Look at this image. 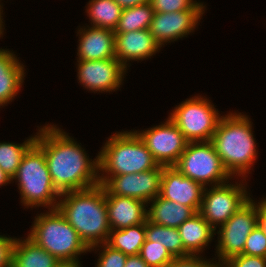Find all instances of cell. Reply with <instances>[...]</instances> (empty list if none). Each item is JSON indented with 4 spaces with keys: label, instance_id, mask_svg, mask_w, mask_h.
Masks as SVG:
<instances>
[{
    "label": "cell",
    "instance_id": "cell-1",
    "mask_svg": "<svg viewBox=\"0 0 266 267\" xmlns=\"http://www.w3.org/2000/svg\"><path fill=\"white\" fill-rule=\"evenodd\" d=\"M35 143L43 150L54 187L61 194L100 184L98 155L90 160L81 145L56 125L41 127Z\"/></svg>",
    "mask_w": 266,
    "mask_h": 267
},
{
    "label": "cell",
    "instance_id": "cell-2",
    "mask_svg": "<svg viewBox=\"0 0 266 267\" xmlns=\"http://www.w3.org/2000/svg\"><path fill=\"white\" fill-rule=\"evenodd\" d=\"M57 209L91 248L106 243L111 227L107 215L105 189L101 184L61 194Z\"/></svg>",
    "mask_w": 266,
    "mask_h": 267
},
{
    "label": "cell",
    "instance_id": "cell-3",
    "mask_svg": "<svg viewBox=\"0 0 266 267\" xmlns=\"http://www.w3.org/2000/svg\"><path fill=\"white\" fill-rule=\"evenodd\" d=\"M210 141L229 174L245 180L258 154L248 115L222 116Z\"/></svg>",
    "mask_w": 266,
    "mask_h": 267
},
{
    "label": "cell",
    "instance_id": "cell-4",
    "mask_svg": "<svg viewBox=\"0 0 266 267\" xmlns=\"http://www.w3.org/2000/svg\"><path fill=\"white\" fill-rule=\"evenodd\" d=\"M99 172L105 176L136 174L155 169L159 164L133 131L114 133L98 153Z\"/></svg>",
    "mask_w": 266,
    "mask_h": 267
},
{
    "label": "cell",
    "instance_id": "cell-5",
    "mask_svg": "<svg viewBox=\"0 0 266 267\" xmlns=\"http://www.w3.org/2000/svg\"><path fill=\"white\" fill-rule=\"evenodd\" d=\"M14 179L24 206L57 208L61 193L54 187L44 152L35 142L24 153Z\"/></svg>",
    "mask_w": 266,
    "mask_h": 267
},
{
    "label": "cell",
    "instance_id": "cell-6",
    "mask_svg": "<svg viewBox=\"0 0 266 267\" xmlns=\"http://www.w3.org/2000/svg\"><path fill=\"white\" fill-rule=\"evenodd\" d=\"M31 227L28 237L60 261L78 260L81 253L89 251L57 208L35 216Z\"/></svg>",
    "mask_w": 266,
    "mask_h": 267
},
{
    "label": "cell",
    "instance_id": "cell-7",
    "mask_svg": "<svg viewBox=\"0 0 266 267\" xmlns=\"http://www.w3.org/2000/svg\"><path fill=\"white\" fill-rule=\"evenodd\" d=\"M173 167L204 188L207 184L217 186L232 179L211 141L188 142L184 152Z\"/></svg>",
    "mask_w": 266,
    "mask_h": 267
},
{
    "label": "cell",
    "instance_id": "cell-8",
    "mask_svg": "<svg viewBox=\"0 0 266 267\" xmlns=\"http://www.w3.org/2000/svg\"><path fill=\"white\" fill-rule=\"evenodd\" d=\"M209 100L195 96L174 108L168 117L188 142L210 141L222 118Z\"/></svg>",
    "mask_w": 266,
    "mask_h": 267
},
{
    "label": "cell",
    "instance_id": "cell-9",
    "mask_svg": "<svg viewBox=\"0 0 266 267\" xmlns=\"http://www.w3.org/2000/svg\"><path fill=\"white\" fill-rule=\"evenodd\" d=\"M258 224V204L251 198L240 207L217 231L216 253L220 267L231 257L243 253L246 239Z\"/></svg>",
    "mask_w": 266,
    "mask_h": 267
},
{
    "label": "cell",
    "instance_id": "cell-10",
    "mask_svg": "<svg viewBox=\"0 0 266 267\" xmlns=\"http://www.w3.org/2000/svg\"><path fill=\"white\" fill-rule=\"evenodd\" d=\"M228 183L212 186L209 190L204 188L203 191L199 213L215 230L250 199L243 181L235 185Z\"/></svg>",
    "mask_w": 266,
    "mask_h": 267
},
{
    "label": "cell",
    "instance_id": "cell-11",
    "mask_svg": "<svg viewBox=\"0 0 266 267\" xmlns=\"http://www.w3.org/2000/svg\"><path fill=\"white\" fill-rule=\"evenodd\" d=\"M164 167L158 165L155 169L136 174L117 176L99 174V182L105 189V195L126 196L150 204V201L160 194Z\"/></svg>",
    "mask_w": 266,
    "mask_h": 267
},
{
    "label": "cell",
    "instance_id": "cell-12",
    "mask_svg": "<svg viewBox=\"0 0 266 267\" xmlns=\"http://www.w3.org/2000/svg\"><path fill=\"white\" fill-rule=\"evenodd\" d=\"M134 132L147 146L155 161L165 167L174 166L188 144L179 128L169 118L161 125Z\"/></svg>",
    "mask_w": 266,
    "mask_h": 267
},
{
    "label": "cell",
    "instance_id": "cell-13",
    "mask_svg": "<svg viewBox=\"0 0 266 267\" xmlns=\"http://www.w3.org/2000/svg\"><path fill=\"white\" fill-rule=\"evenodd\" d=\"M78 80L84 88L95 93L112 92L117 90L122 81L126 68L117 58L102 60H77Z\"/></svg>",
    "mask_w": 266,
    "mask_h": 267
},
{
    "label": "cell",
    "instance_id": "cell-14",
    "mask_svg": "<svg viewBox=\"0 0 266 267\" xmlns=\"http://www.w3.org/2000/svg\"><path fill=\"white\" fill-rule=\"evenodd\" d=\"M204 13V10H183L170 13L155 12L150 32L162 47L167 42L176 41L194 31Z\"/></svg>",
    "mask_w": 266,
    "mask_h": 267
},
{
    "label": "cell",
    "instance_id": "cell-15",
    "mask_svg": "<svg viewBox=\"0 0 266 267\" xmlns=\"http://www.w3.org/2000/svg\"><path fill=\"white\" fill-rule=\"evenodd\" d=\"M204 187L196 181L184 176L176 168L164 167L161 178L159 196L174 201L199 212Z\"/></svg>",
    "mask_w": 266,
    "mask_h": 267
},
{
    "label": "cell",
    "instance_id": "cell-16",
    "mask_svg": "<svg viewBox=\"0 0 266 267\" xmlns=\"http://www.w3.org/2000/svg\"><path fill=\"white\" fill-rule=\"evenodd\" d=\"M161 46L152 36L150 29L127 33H115V57L127 69L131 60H145L155 55Z\"/></svg>",
    "mask_w": 266,
    "mask_h": 267
},
{
    "label": "cell",
    "instance_id": "cell-17",
    "mask_svg": "<svg viewBox=\"0 0 266 267\" xmlns=\"http://www.w3.org/2000/svg\"><path fill=\"white\" fill-rule=\"evenodd\" d=\"M105 202L111 229H124L147 220L146 202L119 195H105Z\"/></svg>",
    "mask_w": 266,
    "mask_h": 267
},
{
    "label": "cell",
    "instance_id": "cell-18",
    "mask_svg": "<svg viewBox=\"0 0 266 267\" xmlns=\"http://www.w3.org/2000/svg\"><path fill=\"white\" fill-rule=\"evenodd\" d=\"M78 30V60H102L115 57V32L100 27Z\"/></svg>",
    "mask_w": 266,
    "mask_h": 267
},
{
    "label": "cell",
    "instance_id": "cell-19",
    "mask_svg": "<svg viewBox=\"0 0 266 267\" xmlns=\"http://www.w3.org/2000/svg\"><path fill=\"white\" fill-rule=\"evenodd\" d=\"M24 66L8 49H0V107L14 100L24 82Z\"/></svg>",
    "mask_w": 266,
    "mask_h": 267
},
{
    "label": "cell",
    "instance_id": "cell-20",
    "mask_svg": "<svg viewBox=\"0 0 266 267\" xmlns=\"http://www.w3.org/2000/svg\"><path fill=\"white\" fill-rule=\"evenodd\" d=\"M184 249L190 255L202 253L204 248L211 242L215 229L197 212L178 228Z\"/></svg>",
    "mask_w": 266,
    "mask_h": 267
},
{
    "label": "cell",
    "instance_id": "cell-21",
    "mask_svg": "<svg viewBox=\"0 0 266 267\" xmlns=\"http://www.w3.org/2000/svg\"><path fill=\"white\" fill-rule=\"evenodd\" d=\"M150 202L152 204L147 210V220L157 225L178 228L195 214L190 207L165 200L159 195Z\"/></svg>",
    "mask_w": 266,
    "mask_h": 267
},
{
    "label": "cell",
    "instance_id": "cell-22",
    "mask_svg": "<svg viewBox=\"0 0 266 267\" xmlns=\"http://www.w3.org/2000/svg\"><path fill=\"white\" fill-rule=\"evenodd\" d=\"M60 262L55 256L27 237L17 239L12 251V267H56Z\"/></svg>",
    "mask_w": 266,
    "mask_h": 267
},
{
    "label": "cell",
    "instance_id": "cell-23",
    "mask_svg": "<svg viewBox=\"0 0 266 267\" xmlns=\"http://www.w3.org/2000/svg\"><path fill=\"white\" fill-rule=\"evenodd\" d=\"M145 240L146 222L124 229H111L106 244L127 256H132L140 253Z\"/></svg>",
    "mask_w": 266,
    "mask_h": 267
},
{
    "label": "cell",
    "instance_id": "cell-24",
    "mask_svg": "<svg viewBox=\"0 0 266 267\" xmlns=\"http://www.w3.org/2000/svg\"><path fill=\"white\" fill-rule=\"evenodd\" d=\"M87 6L91 26L115 31L123 10L116 1L90 0Z\"/></svg>",
    "mask_w": 266,
    "mask_h": 267
},
{
    "label": "cell",
    "instance_id": "cell-25",
    "mask_svg": "<svg viewBox=\"0 0 266 267\" xmlns=\"http://www.w3.org/2000/svg\"><path fill=\"white\" fill-rule=\"evenodd\" d=\"M146 240L163 245L174 258L187 257L177 228L161 226L146 220Z\"/></svg>",
    "mask_w": 266,
    "mask_h": 267
},
{
    "label": "cell",
    "instance_id": "cell-26",
    "mask_svg": "<svg viewBox=\"0 0 266 267\" xmlns=\"http://www.w3.org/2000/svg\"><path fill=\"white\" fill-rule=\"evenodd\" d=\"M155 11L150 2L125 8L115 29V33H127L136 30L150 29Z\"/></svg>",
    "mask_w": 266,
    "mask_h": 267
},
{
    "label": "cell",
    "instance_id": "cell-27",
    "mask_svg": "<svg viewBox=\"0 0 266 267\" xmlns=\"http://www.w3.org/2000/svg\"><path fill=\"white\" fill-rule=\"evenodd\" d=\"M36 136L28 138L22 144L0 143V169L9 177L13 178L16 175L24 153L35 142Z\"/></svg>",
    "mask_w": 266,
    "mask_h": 267
},
{
    "label": "cell",
    "instance_id": "cell-28",
    "mask_svg": "<svg viewBox=\"0 0 266 267\" xmlns=\"http://www.w3.org/2000/svg\"><path fill=\"white\" fill-rule=\"evenodd\" d=\"M139 255L149 267H166L174 259L162 244L147 240L142 245Z\"/></svg>",
    "mask_w": 266,
    "mask_h": 267
},
{
    "label": "cell",
    "instance_id": "cell-29",
    "mask_svg": "<svg viewBox=\"0 0 266 267\" xmlns=\"http://www.w3.org/2000/svg\"><path fill=\"white\" fill-rule=\"evenodd\" d=\"M155 12L170 13L183 10H205L204 5L193 0H150Z\"/></svg>",
    "mask_w": 266,
    "mask_h": 267
},
{
    "label": "cell",
    "instance_id": "cell-30",
    "mask_svg": "<svg viewBox=\"0 0 266 267\" xmlns=\"http://www.w3.org/2000/svg\"><path fill=\"white\" fill-rule=\"evenodd\" d=\"M102 247L103 250H100L101 253L98 256L97 266L96 267H124L127 259V255L121 251L111 248L106 243L95 245L89 248V251H94L96 248ZM95 248V249H94Z\"/></svg>",
    "mask_w": 266,
    "mask_h": 267
},
{
    "label": "cell",
    "instance_id": "cell-31",
    "mask_svg": "<svg viewBox=\"0 0 266 267\" xmlns=\"http://www.w3.org/2000/svg\"><path fill=\"white\" fill-rule=\"evenodd\" d=\"M242 254L266 258V234L258 224L246 239Z\"/></svg>",
    "mask_w": 266,
    "mask_h": 267
},
{
    "label": "cell",
    "instance_id": "cell-32",
    "mask_svg": "<svg viewBox=\"0 0 266 267\" xmlns=\"http://www.w3.org/2000/svg\"><path fill=\"white\" fill-rule=\"evenodd\" d=\"M220 267H266V258L240 254L231 257Z\"/></svg>",
    "mask_w": 266,
    "mask_h": 267
},
{
    "label": "cell",
    "instance_id": "cell-33",
    "mask_svg": "<svg viewBox=\"0 0 266 267\" xmlns=\"http://www.w3.org/2000/svg\"><path fill=\"white\" fill-rule=\"evenodd\" d=\"M200 255L174 258L166 267H218L211 260H203Z\"/></svg>",
    "mask_w": 266,
    "mask_h": 267
},
{
    "label": "cell",
    "instance_id": "cell-34",
    "mask_svg": "<svg viewBox=\"0 0 266 267\" xmlns=\"http://www.w3.org/2000/svg\"><path fill=\"white\" fill-rule=\"evenodd\" d=\"M16 238L0 235V267H12V251Z\"/></svg>",
    "mask_w": 266,
    "mask_h": 267
},
{
    "label": "cell",
    "instance_id": "cell-35",
    "mask_svg": "<svg viewBox=\"0 0 266 267\" xmlns=\"http://www.w3.org/2000/svg\"><path fill=\"white\" fill-rule=\"evenodd\" d=\"M258 225L266 234V197L258 202Z\"/></svg>",
    "mask_w": 266,
    "mask_h": 267
},
{
    "label": "cell",
    "instance_id": "cell-36",
    "mask_svg": "<svg viewBox=\"0 0 266 267\" xmlns=\"http://www.w3.org/2000/svg\"><path fill=\"white\" fill-rule=\"evenodd\" d=\"M124 267H149L139 254L127 256Z\"/></svg>",
    "mask_w": 266,
    "mask_h": 267
},
{
    "label": "cell",
    "instance_id": "cell-37",
    "mask_svg": "<svg viewBox=\"0 0 266 267\" xmlns=\"http://www.w3.org/2000/svg\"><path fill=\"white\" fill-rule=\"evenodd\" d=\"M114 1H116L123 9L150 2V0H114Z\"/></svg>",
    "mask_w": 266,
    "mask_h": 267
},
{
    "label": "cell",
    "instance_id": "cell-38",
    "mask_svg": "<svg viewBox=\"0 0 266 267\" xmlns=\"http://www.w3.org/2000/svg\"><path fill=\"white\" fill-rule=\"evenodd\" d=\"M56 267H81L79 260L74 261H60Z\"/></svg>",
    "mask_w": 266,
    "mask_h": 267
},
{
    "label": "cell",
    "instance_id": "cell-39",
    "mask_svg": "<svg viewBox=\"0 0 266 267\" xmlns=\"http://www.w3.org/2000/svg\"><path fill=\"white\" fill-rule=\"evenodd\" d=\"M10 181H13L2 169H0V186L8 184Z\"/></svg>",
    "mask_w": 266,
    "mask_h": 267
},
{
    "label": "cell",
    "instance_id": "cell-40",
    "mask_svg": "<svg viewBox=\"0 0 266 267\" xmlns=\"http://www.w3.org/2000/svg\"><path fill=\"white\" fill-rule=\"evenodd\" d=\"M2 6L0 5V37L3 35V32H4V30L3 29H5V28H3L2 26H3V19H2Z\"/></svg>",
    "mask_w": 266,
    "mask_h": 267
}]
</instances>
